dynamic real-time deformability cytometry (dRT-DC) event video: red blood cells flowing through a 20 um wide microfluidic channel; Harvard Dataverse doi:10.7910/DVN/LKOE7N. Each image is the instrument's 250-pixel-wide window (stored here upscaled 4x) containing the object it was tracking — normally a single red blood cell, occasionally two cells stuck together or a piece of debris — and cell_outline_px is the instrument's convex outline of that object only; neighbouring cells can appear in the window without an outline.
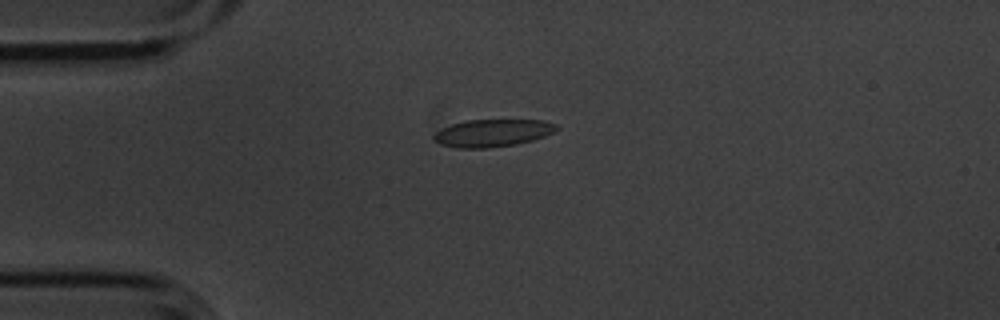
{"species": "common noctule bat (a hibernating species)", "species_latin": "Nyctalus noctula", "temperature_condition": "cold", "stored_images_in_passage": 15, "camera_frame_rate_fps": 3000, "um_per_image_px": 0.085, "animal": {"sex": "male", "body_mass_g": 20.1, "forearm_length_mm": 53.5}, "frame": {"image": 1, "passage_image": 4, "time_ms": 1.0, "image_size_px": [1000, 320], "cell_outline_px": [[560, 128], [544, 136], [532, 140], [516, 144], [488, 148], [456, 148], [440, 144], [432, 140], [432, 136], [440, 128], [464, 120], [544, 120], [556, 124]], "centroid_in_image_um": [41.82, 11.3], "position_along_channel_um": 43.2, "area_um2": 19.77}}
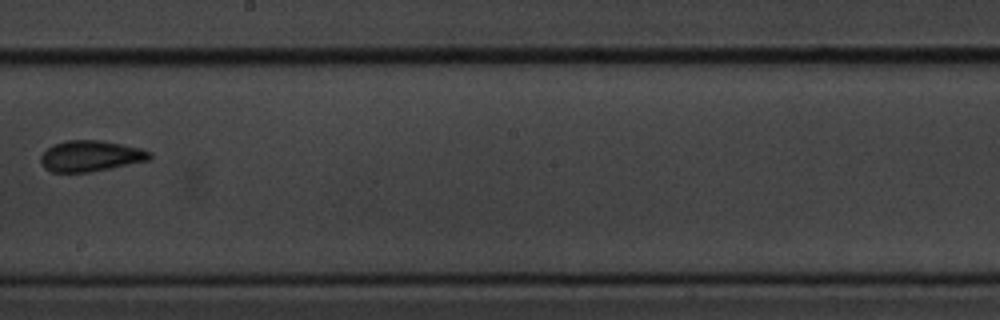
{"frame": {"image": 2, "passage_image": 9, "time_ms": 2.667, "image_size_px": [1000, 320], "cell_outline_px": [[152, 156], [148, 160], [88, 172], [52, 172], [44, 168], [40, 164], [40, 156], [52, 144], [64, 140], [100, 140], [140, 148], [152, 152]], "centroid_in_image_um": [7.65, 13.25], "position_along_channel_um": 240.6, "area_um2": 19.54}}
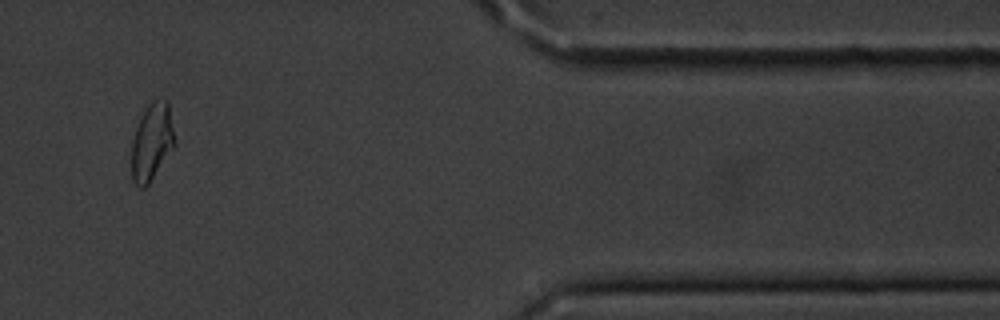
{"frame": {"image": 3, "passage_image": 13, "time_ms": 4.0, "image_size_px": [1000, 320], "cell_outline_px": [[176, 144], [148, 184], [144, 188], [140, 188], [132, 180], [132, 140], [136, 128], [148, 104], [152, 100], [164, 100], [168, 104], [176, 140]], "centroid_in_image_um": [12.92, 12.08], "position_along_channel_um": 398.5, "area_um2": 19.07}}